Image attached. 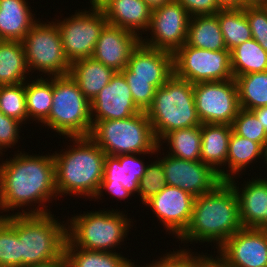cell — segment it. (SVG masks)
<instances>
[{
    "label": "cell",
    "mask_w": 267,
    "mask_h": 267,
    "mask_svg": "<svg viewBox=\"0 0 267 267\" xmlns=\"http://www.w3.org/2000/svg\"><path fill=\"white\" fill-rule=\"evenodd\" d=\"M36 155L17 151L15 157L0 163V212H8L0 217L9 216L10 210L12 215L51 213L45 203L58 196L54 155ZM33 203L38 204L35 209ZM26 206L33 208L24 209Z\"/></svg>",
    "instance_id": "6da1fadb"
},
{
    "label": "cell",
    "mask_w": 267,
    "mask_h": 267,
    "mask_svg": "<svg viewBox=\"0 0 267 267\" xmlns=\"http://www.w3.org/2000/svg\"><path fill=\"white\" fill-rule=\"evenodd\" d=\"M241 228L236 191L228 181H222L211 192L194 198L190 224L178 239L190 244L213 242L218 249Z\"/></svg>",
    "instance_id": "7a4b0ae2"
},
{
    "label": "cell",
    "mask_w": 267,
    "mask_h": 267,
    "mask_svg": "<svg viewBox=\"0 0 267 267\" xmlns=\"http://www.w3.org/2000/svg\"><path fill=\"white\" fill-rule=\"evenodd\" d=\"M70 141L73 145L67 151L53 153L58 197L69 194L92 200L103 179L106 154L89 136L70 137Z\"/></svg>",
    "instance_id": "3957f363"
},
{
    "label": "cell",
    "mask_w": 267,
    "mask_h": 267,
    "mask_svg": "<svg viewBox=\"0 0 267 267\" xmlns=\"http://www.w3.org/2000/svg\"><path fill=\"white\" fill-rule=\"evenodd\" d=\"M146 115L160 140L169 132L201 125L194 97V84L173 74L157 88Z\"/></svg>",
    "instance_id": "277c9868"
},
{
    "label": "cell",
    "mask_w": 267,
    "mask_h": 267,
    "mask_svg": "<svg viewBox=\"0 0 267 267\" xmlns=\"http://www.w3.org/2000/svg\"><path fill=\"white\" fill-rule=\"evenodd\" d=\"M89 137L111 156L158 153L162 149L143 111L126 119L97 121Z\"/></svg>",
    "instance_id": "5b68a950"
},
{
    "label": "cell",
    "mask_w": 267,
    "mask_h": 267,
    "mask_svg": "<svg viewBox=\"0 0 267 267\" xmlns=\"http://www.w3.org/2000/svg\"><path fill=\"white\" fill-rule=\"evenodd\" d=\"M16 233L20 239L22 267L36 265L65 254L67 222L54 214H16Z\"/></svg>",
    "instance_id": "8992f818"
},
{
    "label": "cell",
    "mask_w": 267,
    "mask_h": 267,
    "mask_svg": "<svg viewBox=\"0 0 267 267\" xmlns=\"http://www.w3.org/2000/svg\"><path fill=\"white\" fill-rule=\"evenodd\" d=\"M122 212L112 208L74 215L67 221V239L75 247L116 252L113 249L125 241L133 222Z\"/></svg>",
    "instance_id": "52a82bcc"
},
{
    "label": "cell",
    "mask_w": 267,
    "mask_h": 267,
    "mask_svg": "<svg viewBox=\"0 0 267 267\" xmlns=\"http://www.w3.org/2000/svg\"><path fill=\"white\" fill-rule=\"evenodd\" d=\"M42 124L65 139L90 136L91 103L70 75L53 77L52 106Z\"/></svg>",
    "instance_id": "ba28073f"
},
{
    "label": "cell",
    "mask_w": 267,
    "mask_h": 267,
    "mask_svg": "<svg viewBox=\"0 0 267 267\" xmlns=\"http://www.w3.org/2000/svg\"><path fill=\"white\" fill-rule=\"evenodd\" d=\"M47 23L38 21L21 41L28 70H37L48 78L67 76L71 64L63 52L59 28L54 21Z\"/></svg>",
    "instance_id": "9c48e42d"
},
{
    "label": "cell",
    "mask_w": 267,
    "mask_h": 267,
    "mask_svg": "<svg viewBox=\"0 0 267 267\" xmlns=\"http://www.w3.org/2000/svg\"><path fill=\"white\" fill-rule=\"evenodd\" d=\"M174 74L192 84L225 81L234 78L231 51H211L186 43L173 54Z\"/></svg>",
    "instance_id": "30bf717a"
},
{
    "label": "cell",
    "mask_w": 267,
    "mask_h": 267,
    "mask_svg": "<svg viewBox=\"0 0 267 267\" xmlns=\"http://www.w3.org/2000/svg\"><path fill=\"white\" fill-rule=\"evenodd\" d=\"M83 10H76L74 15L64 18L63 21H54L61 34L63 52L70 64L92 57L100 32L107 24L102 9Z\"/></svg>",
    "instance_id": "8fae6325"
},
{
    "label": "cell",
    "mask_w": 267,
    "mask_h": 267,
    "mask_svg": "<svg viewBox=\"0 0 267 267\" xmlns=\"http://www.w3.org/2000/svg\"><path fill=\"white\" fill-rule=\"evenodd\" d=\"M196 112L201 124L232 125L240 108L235 78L194 84Z\"/></svg>",
    "instance_id": "7c38bea8"
},
{
    "label": "cell",
    "mask_w": 267,
    "mask_h": 267,
    "mask_svg": "<svg viewBox=\"0 0 267 267\" xmlns=\"http://www.w3.org/2000/svg\"><path fill=\"white\" fill-rule=\"evenodd\" d=\"M190 18L188 11L175 0L152 10L147 30L151 36L141 37V43L174 54L186 43Z\"/></svg>",
    "instance_id": "4fadbf2b"
},
{
    "label": "cell",
    "mask_w": 267,
    "mask_h": 267,
    "mask_svg": "<svg viewBox=\"0 0 267 267\" xmlns=\"http://www.w3.org/2000/svg\"><path fill=\"white\" fill-rule=\"evenodd\" d=\"M163 166L168 186L179 187L194 197L211 192L222 180L201 160L191 161L166 154L157 158Z\"/></svg>",
    "instance_id": "5bb4252c"
},
{
    "label": "cell",
    "mask_w": 267,
    "mask_h": 267,
    "mask_svg": "<svg viewBox=\"0 0 267 267\" xmlns=\"http://www.w3.org/2000/svg\"><path fill=\"white\" fill-rule=\"evenodd\" d=\"M217 253L228 267H267V233L260 228H241Z\"/></svg>",
    "instance_id": "9a60e30c"
},
{
    "label": "cell",
    "mask_w": 267,
    "mask_h": 267,
    "mask_svg": "<svg viewBox=\"0 0 267 267\" xmlns=\"http://www.w3.org/2000/svg\"><path fill=\"white\" fill-rule=\"evenodd\" d=\"M194 196L179 187L166 185L144 204L151 207L160 223L178 239L188 228L193 211Z\"/></svg>",
    "instance_id": "2e32d148"
},
{
    "label": "cell",
    "mask_w": 267,
    "mask_h": 267,
    "mask_svg": "<svg viewBox=\"0 0 267 267\" xmlns=\"http://www.w3.org/2000/svg\"><path fill=\"white\" fill-rule=\"evenodd\" d=\"M140 112L133 101L127 80L121 71L115 72L111 81L91 102L93 125L97 121L126 119Z\"/></svg>",
    "instance_id": "e0dca14e"
},
{
    "label": "cell",
    "mask_w": 267,
    "mask_h": 267,
    "mask_svg": "<svg viewBox=\"0 0 267 267\" xmlns=\"http://www.w3.org/2000/svg\"><path fill=\"white\" fill-rule=\"evenodd\" d=\"M121 72L126 79L152 80V85L157 89L174 74L173 54L140 42Z\"/></svg>",
    "instance_id": "ac0fdd59"
},
{
    "label": "cell",
    "mask_w": 267,
    "mask_h": 267,
    "mask_svg": "<svg viewBox=\"0 0 267 267\" xmlns=\"http://www.w3.org/2000/svg\"><path fill=\"white\" fill-rule=\"evenodd\" d=\"M141 42V36L127 29L106 24L100 32L92 58L116 72L127 67L131 53Z\"/></svg>",
    "instance_id": "d6986e66"
},
{
    "label": "cell",
    "mask_w": 267,
    "mask_h": 267,
    "mask_svg": "<svg viewBox=\"0 0 267 267\" xmlns=\"http://www.w3.org/2000/svg\"><path fill=\"white\" fill-rule=\"evenodd\" d=\"M239 200L240 220L243 228H260L267 220V178L254 177L239 188L235 177L228 180ZM238 184V187H237ZM245 185V186H244Z\"/></svg>",
    "instance_id": "ffe728a7"
},
{
    "label": "cell",
    "mask_w": 267,
    "mask_h": 267,
    "mask_svg": "<svg viewBox=\"0 0 267 267\" xmlns=\"http://www.w3.org/2000/svg\"><path fill=\"white\" fill-rule=\"evenodd\" d=\"M157 154L156 152L143 154H127L119 156L106 155L104 163L103 179L100 184H117L132 195L138 193L141 178L144 176L148 166L138 156ZM137 156V157H136Z\"/></svg>",
    "instance_id": "44dd1931"
},
{
    "label": "cell",
    "mask_w": 267,
    "mask_h": 267,
    "mask_svg": "<svg viewBox=\"0 0 267 267\" xmlns=\"http://www.w3.org/2000/svg\"><path fill=\"white\" fill-rule=\"evenodd\" d=\"M101 9L108 24L127 29L138 36L142 37L150 26L152 9L143 0H110Z\"/></svg>",
    "instance_id": "7402d4cb"
},
{
    "label": "cell",
    "mask_w": 267,
    "mask_h": 267,
    "mask_svg": "<svg viewBox=\"0 0 267 267\" xmlns=\"http://www.w3.org/2000/svg\"><path fill=\"white\" fill-rule=\"evenodd\" d=\"M232 131L228 124H201V161L210 166L222 181Z\"/></svg>",
    "instance_id": "603a6c76"
},
{
    "label": "cell",
    "mask_w": 267,
    "mask_h": 267,
    "mask_svg": "<svg viewBox=\"0 0 267 267\" xmlns=\"http://www.w3.org/2000/svg\"><path fill=\"white\" fill-rule=\"evenodd\" d=\"M28 0H0V40L22 41L39 21Z\"/></svg>",
    "instance_id": "cb8c5ba5"
},
{
    "label": "cell",
    "mask_w": 267,
    "mask_h": 267,
    "mask_svg": "<svg viewBox=\"0 0 267 267\" xmlns=\"http://www.w3.org/2000/svg\"><path fill=\"white\" fill-rule=\"evenodd\" d=\"M115 72L103 63L89 57L71 63L69 75L91 103L104 86L111 81Z\"/></svg>",
    "instance_id": "d4e9b609"
},
{
    "label": "cell",
    "mask_w": 267,
    "mask_h": 267,
    "mask_svg": "<svg viewBox=\"0 0 267 267\" xmlns=\"http://www.w3.org/2000/svg\"><path fill=\"white\" fill-rule=\"evenodd\" d=\"M186 44L211 51L227 49L218 21V12L213 15L192 16Z\"/></svg>",
    "instance_id": "484cf974"
},
{
    "label": "cell",
    "mask_w": 267,
    "mask_h": 267,
    "mask_svg": "<svg viewBox=\"0 0 267 267\" xmlns=\"http://www.w3.org/2000/svg\"><path fill=\"white\" fill-rule=\"evenodd\" d=\"M29 74L22 42L0 40V85L26 82Z\"/></svg>",
    "instance_id": "4316f807"
},
{
    "label": "cell",
    "mask_w": 267,
    "mask_h": 267,
    "mask_svg": "<svg viewBox=\"0 0 267 267\" xmlns=\"http://www.w3.org/2000/svg\"><path fill=\"white\" fill-rule=\"evenodd\" d=\"M263 159V147L252 140L239 136L232 131L229 138V148L226 165L228 169L224 171V181L241 175L243 170L255 160ZM241 173V174H240Z\"/></svg>",
    "instance_id": "83f0119b"
},
{
    "label": "cell",
    "mask_w": 267,
    "mask_h": 267,
    "mask_svg": "<svg viewBox=\"0 0 267 267\" xmlns=\"http://www.w3.org/2000/svg\"><path fill=\"white\" fill-rule=\"evenodd\" d=\"M65 255L68 267H133L135 264L120 253L75 247L68 239Z\"/></svg>",
    "instance_id": "f1b7e54d"
},
{
    "label": "cell",
    "mask_w": 267,
    "mask_h": 267,
    "mask_svg": "<svg viewBox=\"0 0 267 267\" xmlns=\"http://www.w3.org/2000/svg\"><path fill=\"white\" fill-rule=\"evenodd\" d=\"M28 82V83H27ZM31 82V83H30ZM26 107L29 120L43 123L49 116L53 98V77L25 82Z\"/></svg>",
    "instance_id": "f546056e"
},
{
    "label": "cell",
    "mask_w": 267,
    "mask_h": 267,
    "mask_svg": "<svg viewBox=\"0 0 267 267\" xmlns=\"http://www.w3.org/2000/svg\"><path fill=\"white\" fill-rule=\"evenodd\" d=\"M158 143L159 146L168 143L167 153L173 157L191 161L201 160V125L171 131Z\"/></svg>",
    "instance_id": "4dcf8cb0"
},
{
    "label": "cell",
    "mask_w": 267,
    "mask_h": 267,
    "mask_svg": "<svg viewBox=\"0 0 267 267\" xmlns=\"http://www.w3.org/2000/svg\"><path fill=\"white\" fill-rule=\"evenodd\" d=\"M233 76L267 71V51L253 38L231 50Z\"/></svg>",
    "instance_id": "1f68e13d"
},
{
    "label": "cell",
    "mask_w": 267,
    "mask_h": 267,
    "mask_svg": "<svg viewBox=\"0 0 267 267\" xmlns=\"http://www.w3.org/2000/svg\"><path fill=\"white\" fill-rule=\"evenodd\" d=\"M241 109L255 110L267 106V71L235 78Z\"/></svg>",
    "instance_id": "d6a6232c"
},
{
    "label": "cell",
    "mask_w": 267,
    "mask_h": 267,
    "mask_svg": "<svg viewBox=\"0 0 267 267\" xmlns=\"http://www.w3.org/2000/svg\"><path fill=\"white\" fill-rule=\"evenodd\" d=\"M218 21L227 50L252 39L251 29L242 8L221 9Z\"/></svg>",
    "instance_id": "836d02e7"
},
{
    "label": "cell",
    "mask_w": 267,
    "mask_h": 267,
    "mask_svg": "<svg viewBox=\"0 0 267 267\" xmlns=\"http://www.w3.org/2000/svg\"><path fill=\"white\" fill-rule=\"evenodd\" d=\"M0 266L22 267L20 239L16 233V214L0 217Z\"/></svg>",
    "instance_id": "e575fe53"
},
{
    "label": "cell",
    "mask_w": 267,
    "mask_h": 267,
    "mask_svg": "<svg viewBox=\"0 0 267 267\" xmlns=\"http://www.w3.org/2000/svg\"><path fill=\"white\" fill-rule=\"evenodd\" d=\"M0 110L6 116L12 117L23 124L29 120L25 82L15 85H0Z\"/></svg>",
    "instance_id": "d590c367"
},
{
    "label": "cell",
    "mask_w": 267,
    "mask_h": 267,
    "mask_svg": "<svg viewBox=\"0 0 267 267\" xmlns=\"http://www.w3.org/2000/svg\"><path fill=\"white\" fill-rule=\"evenodd\" d=\"M231 126L235 134L264 146L267 130L252 110L240 109Z\"/></svg>",
    "instance_id": "8d00e7d4"
},
{
    "label": "cell",
    "mask_w": 267,
    "mask_h": 267,
    "mask_svg": "<svg viewBox=\"0 0 267 267\" xmlns=\"http://www.w3.org/2000/svg\"><path fill=\"white\" fill-rule=\"evenodd\" d=\"M162 163L157 159L148 164L144 176L140 180L138 196L142 204L158 194L167 184Z\"/></svg>",
    "instance_id": "74e56055"
},
{
    "label": "cell",
    "mask_w": 267,
    "mask_h": 267,
    "mask_svg": "<svg viewBox=\"0 0 267 267\" xmlns=\"http://www.w3.org/2000/svg\"><path fill=\"white\" fill-rule=\"evenodd\" d=\"M248 20L252 38L267 51V11L264 6H246L242 8Z\"/></svg>",
    "instance_id": "f35d334b"
},
{
    "label": "cell",
    "mask_w": 267,
    "mask_h": 267,
    "mask_svg": "<svg viewBox=\"0 0 267 267\" xmlns=\"http://www.w3.org/2000/svg\"><path fill=\"white\" fill-rule=\"evenodd\" d=\"M133 101L140 111L146 112L151 106L156 88L152 80L126 79Z\"/></svg>",
    "instance_id": "ab89813d"
},
{
    "label": "cell",
    "mask_w": 267,
    "mask_h": 267,
    "mask_svg": "<svg viewBox=\"0 0 267 267\" xmlns=\"http://www.w3.org/2000/svg\"><path fill=\"white\" fill-rule=\"evenodd\" d=\"M21 122L8 117L0 110V154L3 155L4 149L13 148L20 139ZM21 126V127H20ZM2 151V152H1Z\"/></svg>",
    "instance_id": "60d3db41"
},
{
    "label": "cell",
    "mask_w": 267,
    "mask_h": 267,
    "mask_svg": "<svg viewBox=\"0 0 267 267\" xmlns=\"http://www.w3.org/2000/svg\"><path fill=\"white\" fill-rule=\"evenodd\" d=\"M180 3L189 13V15H213L222 8L216 0H175Z\"/></svg>",
    "instance_id": "b9f144b4"
},
{
    "label": "cell",
    "mask_w": 267,
    "mask_h": 267,
    "mask_svg": "<svg viewBox=\"0 0 267 267\" xmlns=\"http://www.w3.org/2000/svg\"><path fill=\"white\" fill-rule=\"evenodd\" d=\"M194 253L189 248L173 250L171 252V267H198V254L195 253L194 255Z\"/></svg>",
    "instance_id": "7bdbcfd3"
},
{
    "label": "cell",
    "mask_w": 267,
    "mask_h": 267,
    "mask_svg": "<svg viewBox=\"0 0 267 267\" xmlns=\"http://www.w3.org/2000/svg\"><path fill=\"white\" fill-rule=\"evenodd\" d=\"M104 190L110 193L113 198L117 197V199L120 198V200L123 201L124 199L127 200L129 197L133 196L123 187V185L100 184L99 189L93 199H101L100 197H103L102 193H104Z\"/></svg>",
    "instance_id": "ee69618b"
},
{
    "label": "cell",
    "mask_w": 267,
    "mask_h": 267,
    "mask_svg": "<svg viewBox=\"0 0 267 267\" xmlns=\"http://www.w3.org/2000/svg\"><path fill=\"white\" fill-rule=\"evenodd\" d=\"M209 255L198 254V267H228L218 255L215 258Z\"/></svg>",
    "instance_id": "f6af8a7d"
},
{
    "label": "cell",
    "mask_w": 267,
    "mask_h": 267,
    "mask_svg": "<svg viewBox=\"0 0 267 267\" xmlns=\"http://www.w3.org/2000/svg\"><path fill=\"white\" fill-rule=\"evenodd\" d=\"M27 267H68L66 255Z\"/></svg>",
    "instance_id": "bcb514c9"
},
{
    "label": "cell",
    "mask_w": 267,
    "mask_h": 267,
    "mask_svg": "<svg viewBox=\"0 0 267 267\" xmlns=\"http://www.w3.org/2000/svg\"><path fill=\"white\" fill-rule=\"evenodd\" d=\"M161 258L156 259L155 262L154 260L152 261V263L146 264V266H138L135 265L136 267H171V251L170 252H166L164 255L160 256Z\"/></svg>",
    "instance_id": "7dc6e473"
},
{
    "label": "cell",
    "mask_w": 267,
    "mask_h": 267,
    "mask_svg": "<svg viewBox=\"0 0 267 267\" xmlns=\"http://www.w3.org/2000/svg\"><path fill=\"white\" fill-rule=\"evenodd\" d=\"M222 9L246 7V0H216Z\"/></svg>",
    "instance_id": "c3c4849f"
},
{
    "label": "cell",
    "mask_w": 267,
    "mask_h": 267,
    "mask_svg": "<svg viewBox=\"0 0 267 267\" xmlns=\"http://www.w3.org/2000/svg\"><path fill=\"white\" fill-rule=\"evenodd\" d=\"M252 111L256 114L259 121L263 124L264 128L267 130V106Z\"/></svg>",
    "instance_id": "681fc988"
},
{
    "label": "cell",
    "mask_w": 267,
    "mask_h": 267,
    "mask_svg": "<svg viewBox=\"0 0 267 267\" xmlns=\"http://www.w3.org/2000/svg\"><path fill=\"white\" fill-rule=\"evenodd\" d=\"M152 10L162 7L165 4L172 2L173 0H143Z\"/></svg>",
    "instance_id": "f907efd6"
},
{
    "label": "cell",
    "mask_w": 267,
    "mask_h": 267,
    "mask_svg": "<svg viewBox=\"0 0 267 267\" xmlns=\"http://www.w3.org/2000/svg\"><path fill=\"white\" fill-rule=\"evenodd\" d=\"M110 0H90L91 8L101 9L105 4H107Z\"/></svg>",
    "instance_id": "816d5d0a"
},
{
    "label": "cell",
    "mask_w": 267,
    "mask_h": 267,
    "mask_svg": "<svg viewBox=\"0 0 267 267\" xmlns=\"http://www.w3.org/2000/svg\"><path fill=\"white\" fill-rule=\"evenodd\" d=\"M267 0H246V6H263Z\"/></svg>",
    "instance_id": "f5cc1de1"
},
{
    "label": "cell",
    "mask_w": 267,
    "mask_h": 267,
    "mask_svg": "<svg viewBox=\"0 0 267 267\" xmlns=\"http://www.w3.org/2000/svg\"><path fill=\"white\" fill-rule=\"evenodd\" d=\"M263 160H264V162L266 161L265 165H266V168H267V139H266L265 144L263 146Z\"/></svg>",
    "instance_id": "db71d44e"
},
{
    "label": "cell",
    "mask_w": 267,
    "mask_h": 267,
    "mask_svg": "<svg viewBox=\"0 0 267 267\" xmlns=\"http://www.w3.org/2000/svg\"><path fill=\"white\" fill-rule=\"evenodd\" d=\"M261 230L265 231L267 233V220L266 222L260 227Z\"/></svg>",
    "instance_id": "11a10c76"
}]
</instances>
